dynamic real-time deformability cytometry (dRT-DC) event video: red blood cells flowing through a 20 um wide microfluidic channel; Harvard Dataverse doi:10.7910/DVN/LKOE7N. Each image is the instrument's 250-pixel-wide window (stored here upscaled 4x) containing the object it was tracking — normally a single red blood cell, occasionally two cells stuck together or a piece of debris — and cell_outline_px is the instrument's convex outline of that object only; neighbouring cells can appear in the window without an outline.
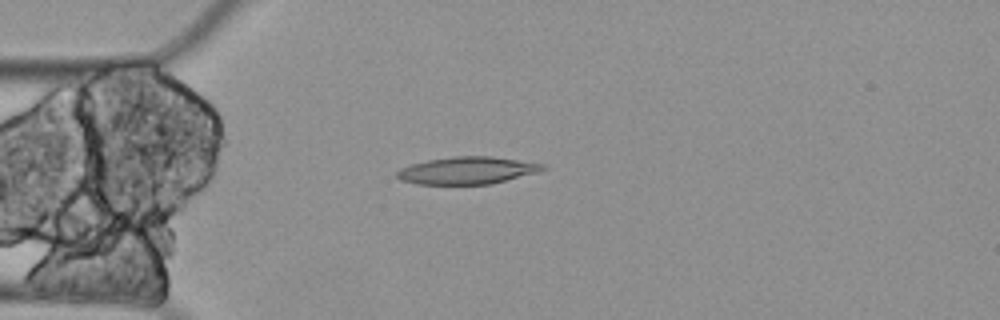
{"species": "Egyptian fruit bat (a non-hibernating species)", "species_latin": "Rousettus aegyptiacus", "temperature_condition": "cold", "stored_images_in_passage": 3, "camera_frame_rate_fps": 3000, "um_per_image_px": 0.085, "animal": {"sex": "female"}, "frame": {"image": 1, "passage_image": 3, "time_ms": 0.667, "image_size_px": [1000, 320], "cell_outline_px": [[548, 168], [540, 172], [492, 184], [416, 184], [400, 180], [396, 176], [396, 172], [400, 168], [412, 164], [428, 160], [452, 156], [492, 156], [544, 164]], "centroid_in_image_um": [39.74, 14.49], "position_along_channel_um": 45.3, "area_um2": 23.35}}